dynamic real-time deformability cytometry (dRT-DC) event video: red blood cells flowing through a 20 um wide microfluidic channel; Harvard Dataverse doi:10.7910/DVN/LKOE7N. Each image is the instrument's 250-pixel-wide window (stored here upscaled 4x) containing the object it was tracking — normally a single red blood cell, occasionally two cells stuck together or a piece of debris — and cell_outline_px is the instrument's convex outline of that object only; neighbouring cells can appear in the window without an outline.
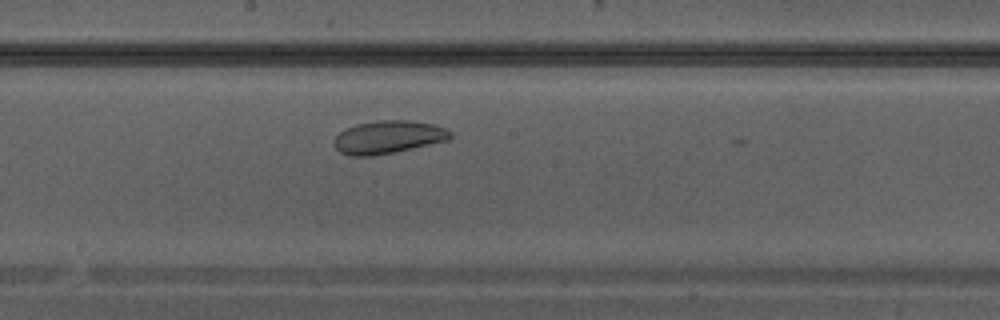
{"species": "Egyptian fruit bat (a non-hibernating species)", "species_latin": "Rousettus aegyptiacus", "temperature_condition": "warm", "stored_images_in_passage": 11, "camera_frame_rate_fps": 3000, "um_per_image_px": 0.085, "animal": {"sex": "male"}, "frame": {"image": 1, "passage_image": 10, "time_ms": 3.0, "image_size_px": [1000, 320], "cell_outline_px": [[452, 136], [448, 140], [392, 152], [372, 156], [352, 156], [340, 152], [336, 148], [336, 136], [340, 132], [356, 124], [376, 120], [408, 120], [432, 124], [444, 128], [452, 132]], "centroid_in_image_um": [33.0, 11.64], "position_along_channel_um": 215.2, "area_um2": 21.91}}